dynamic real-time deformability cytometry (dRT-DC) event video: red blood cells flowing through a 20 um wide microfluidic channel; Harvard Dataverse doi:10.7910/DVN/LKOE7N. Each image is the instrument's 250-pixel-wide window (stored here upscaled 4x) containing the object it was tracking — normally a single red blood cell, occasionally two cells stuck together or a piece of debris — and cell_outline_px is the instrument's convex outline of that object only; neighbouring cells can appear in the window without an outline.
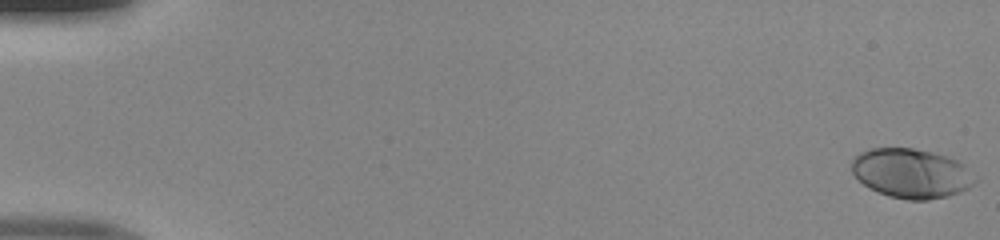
{"species": "human", "species_latin": "Homo sapiens", "temperature_condition": "room temperature", "stored_images_in_passage": 50, "camera_frame_rate_fps": 3000, "um_per_image_px": 0.085, "donor": {"sex": "male"}, "frame": {"image": 1, "passage_image": 1, "time_ms": 0.0, "image_size_px": [1000, 240], "cell_outline_px": [[980, 176], [968, 188], [960, 192], [948, 196], [928, 200], [908, 200], [888, 196], [868, 188], [852, 172], [852, 160], [860, 152], [872, 148], [912, 148], [944, 156], [956, 160], [964, 164]], "centroid_in_image_um": [77.5, 14.75], "position_along_channel_um": 7.5, "area_um2": 35.6}}
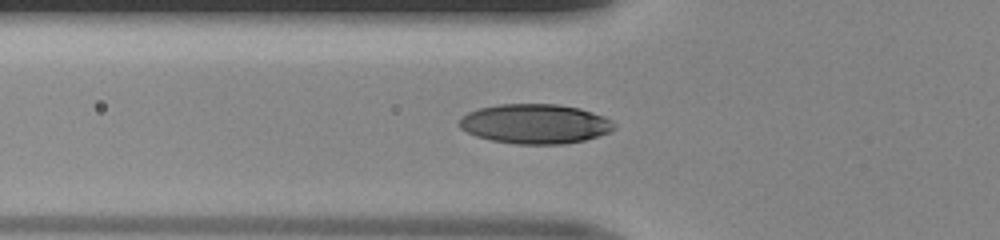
{"frame": {"image": 2, "passage_image": 19, "time_ms": 6.0, "image_size_px": [1000, 240], "cell_outline_px": [[616, 128], [608, 132], [584, 140], [564, 144], [516, 144], [492, 140], [476, 136], [460, 128], [456, 124], [460, 116], [468, 112], [480, 108], [500, 104], [556, 104], [580, 108], [604, 116], [612, 120], [616, 124]], "centroid_in_image_um": [45.46, 10.52], "position_along_channel_um": 80.3, "area_um2": 35.89}}
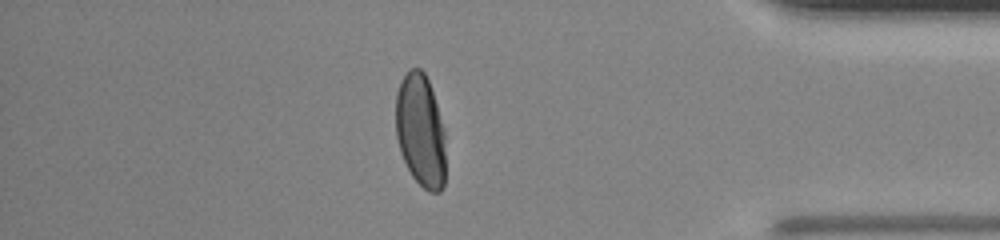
{"frame": {"image": 3, "passage_image": 44, "time_ms": 14.333, "image_size_px": [1000, 240], "cell_outline_px": [[444, 184], [440, 192], [428, 192], [412, 176], [400, 152], [396, 136], [396, 92], [400, 80], [408, 68], [420, 68], [424, 72], [428, 80], [444, 128]], "centroid_in_image_um": [35.72, 11.08], "position_along_channel_um": 399.5, "area_um2": 32.83}}